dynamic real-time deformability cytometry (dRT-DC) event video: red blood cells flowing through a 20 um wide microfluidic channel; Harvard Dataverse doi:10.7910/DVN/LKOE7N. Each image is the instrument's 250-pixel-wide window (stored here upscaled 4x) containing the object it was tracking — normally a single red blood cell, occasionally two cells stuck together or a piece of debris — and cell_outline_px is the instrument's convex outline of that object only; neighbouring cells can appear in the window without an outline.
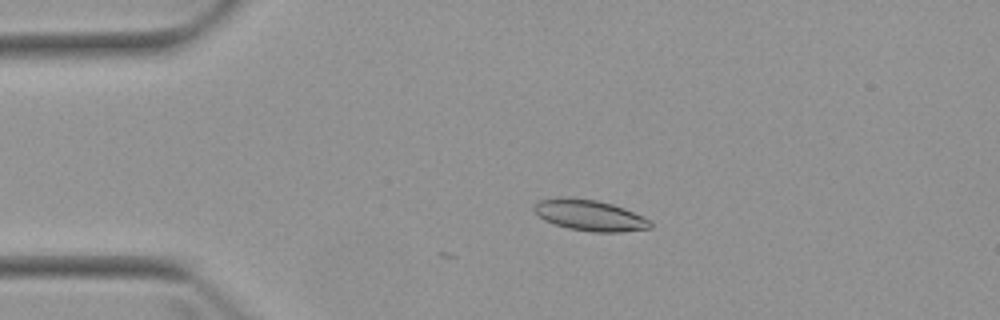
{"species": "Egyptian fruit bat (a non-hibernating species)", "species_latin": "Rousettus aegyptiacus", "temperature_condition": "warm", "stored_images_in_passage": 4, "camera_frame_rate_fps": 3000, "um_per_image_px": 0.085, "animal": {"sex": "female"}, "frame": {"image": 1, "passage_image": 2, "time_ms": 1.333, "image_size_px": [1000, 320], "cell_outline_px": [[652, 228], [620, 232], [592, 232], [568, 228], [544, 220], [532, 208], [540, 200], [568, 196], [596, 200], [612, 204], [624, 208], [644, 216], [652, 220]], "centroid_in_image_um": [50.18, 18.3], "position_along_channel_um": 34.8, "area_um2": 21.04}}
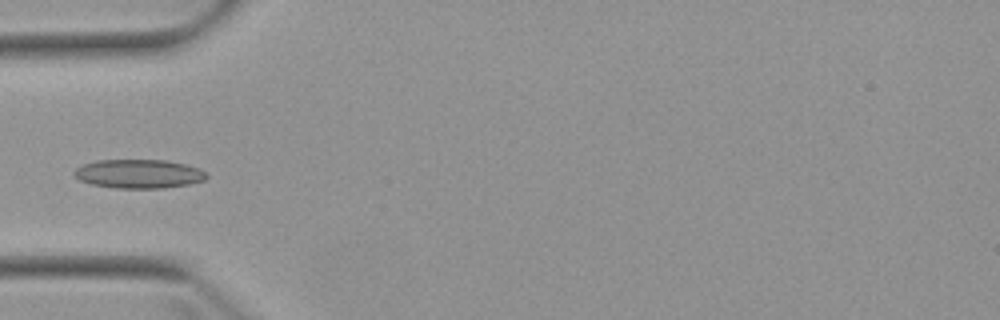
{"frame": {"image": 2, "passage_image": 4, "time_ms": 3.333, "image_size_px": [1000, 320], "cell_outline_px": [[208, 176], [204, 180], [188, 184], [164, 188], [116, 188], [92, 184], [80, 180], [72, 172], [76, 168], [84, 164], [96, 160], [168, 160], [200, 168]], "centroid_in_image_um": [11.8, 14.77], "position_along_channel_um": 73.2, "area_um2": 22.2}}